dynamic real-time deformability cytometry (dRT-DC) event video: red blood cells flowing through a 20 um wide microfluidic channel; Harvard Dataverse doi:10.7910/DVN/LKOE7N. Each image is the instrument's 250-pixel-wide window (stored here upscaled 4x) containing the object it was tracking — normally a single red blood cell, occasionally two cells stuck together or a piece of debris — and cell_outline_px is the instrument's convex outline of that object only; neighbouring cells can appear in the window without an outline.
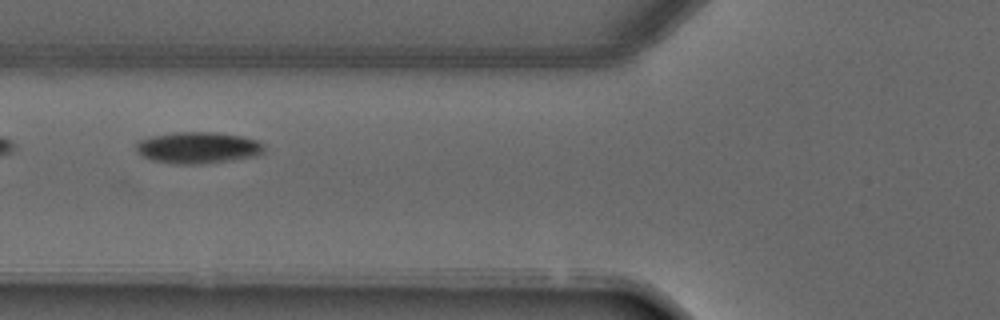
{"species": "common noctule bat (a hibernating species)", "species_latin": "Nyctalus noctula", "temperature_condition": "warm", "stored_images_in_passage": 7, "camera_frame_rate_fps": 3000, "um_per_image_px": 0.085, "animal": {"sex": "male", "forearm_length_mm": 52.5}, "frame": {"image": 1, "passage_image": 5, "time_ms": 5.0, "image_size_px": [1000, 320], "cell_outline_px": [[264, 148], [260, 152], [252, 156], [232, 160], [200, 164], [176, 164], [152, 160], [144, 156], [136, 148], [136, 144], [140, 140], [152, 136], [176, 132], [212, 132], [240, 136], [256, 140]], "centroid_in_image_um": [16.78, 12.55], "position_along_channel_um": 109.0, "area_um2": 22.95}}
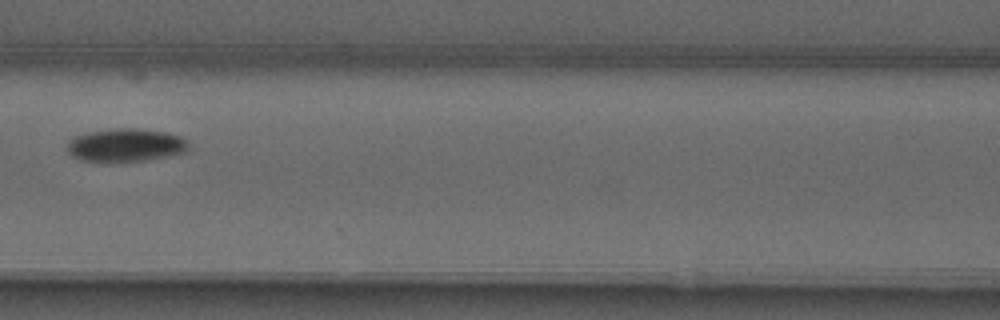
{"frame": {"image": 2, "passage_image": 6, "time_ms": 6.0, "image_size_px": [1000, 320], "cell_outline_px": [[188, 148], [184, 152], [168, 156], [140, 160], [84, 160], [72, 156], [68, 152], [68, 140], [76, 136], [88, 132], [120, 128], [136, 128], [164, 132], [180, 136], [188, 140]], "centroid_in_image_um": [10.7, 12.31], "position_along_channel_um": 155.9, "area_um2": 22.77}}